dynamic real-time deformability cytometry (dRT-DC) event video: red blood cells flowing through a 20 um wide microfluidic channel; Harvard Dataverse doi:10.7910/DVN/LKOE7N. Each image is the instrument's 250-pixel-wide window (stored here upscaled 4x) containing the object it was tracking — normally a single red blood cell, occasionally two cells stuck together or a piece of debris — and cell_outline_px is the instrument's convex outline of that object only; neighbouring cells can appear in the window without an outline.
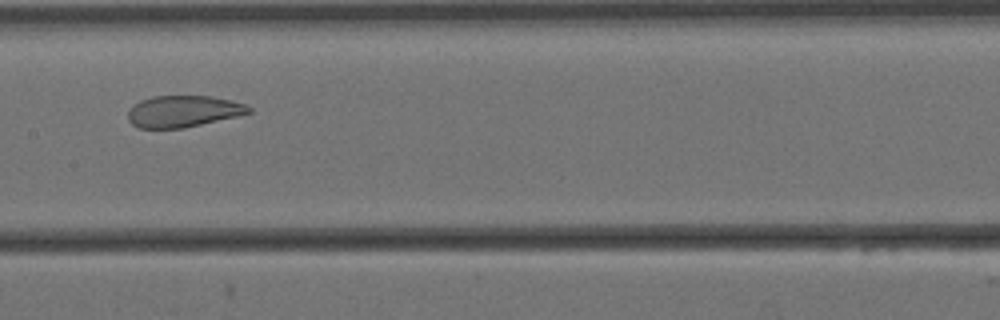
{"species": "Egyptian fruit bat (a non-hibernating species)", "species_latin": "Rousettus aegyptiacus", "temperature_condition": "cold", "stored_images_in_passage": 13, "camera_frame_rate_fps": 3000, "um_per_image_px": 0.085, "animal": {"sex": "female"}, "frame": {"image": 1, "passage_image": 6, "time_ms": 1.667, "image_size_px": [1000, 320], "cell_outline_px": [[252, 112], [236, 116], [184, 128], [140, 128], [132, 124], [128, 120], [128, 108], [132, 104], [140, 100], [152, 96], [212, 96], [232, 100], [244, 104], [252, 108]], "centroid_in_image_um": [15.54, 9.45], "position_along_channel_um": 191.9, "area_um2": 22.31}}
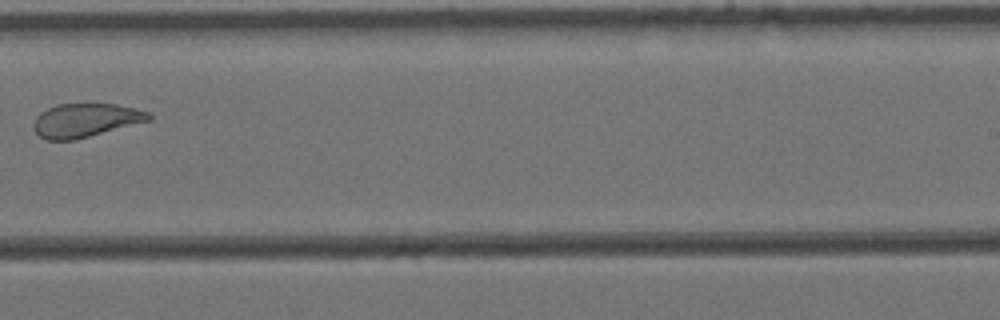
{"frame": {"image": 2, "passage_image": 8, "time_ms": 2.333, "image_size_px": [1000, 320], "cell_outline_px": [[152, 120], [76, 140], [44, 140], [32, 128], [32, 124], [36, 116], [40, 112], [56, 104], [116, 104], [148, 112], [152, 116]], "centroid_in_image_um": [7.24, 10.23], "position_along_channel_um": 281.8, "area_um2": 22.77}}